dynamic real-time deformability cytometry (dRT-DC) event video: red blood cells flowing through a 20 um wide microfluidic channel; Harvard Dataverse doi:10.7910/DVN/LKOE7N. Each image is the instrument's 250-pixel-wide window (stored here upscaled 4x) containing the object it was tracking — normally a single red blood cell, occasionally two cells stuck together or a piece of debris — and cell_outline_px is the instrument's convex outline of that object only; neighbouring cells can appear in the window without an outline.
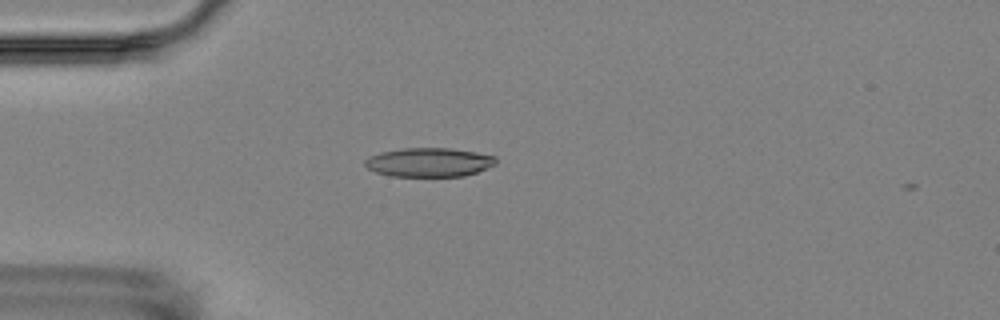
{"species": "Egyptian fruit bat (a non-hibernating species)", "species_latin": "Rousettus aegyptiacus", "temperature_condition": "room temperature", "stored_images_in_passage": 4, "camera_frame_rate_fps": 3000, "um_per_image_px": 0.085, "animal": {"sex": "female"}, "frame": {"image": 1, "passage_image": 1, "time_ms": 0.0, "image_size_px": [1000, 320], "cell_outline_px": [[496, 164], [476, 172], [464, 176], [388, 176], [376, 172], [368, 168], [364, 164], [364, 160], [368, 156], [380, 152], [400, 148], [448, 148], [476, 152], [496, 156]], "centroid_in_image_um": [36.43, 13.79], "position_along_channel_um": 48.6, "area_um2": 22.2}}
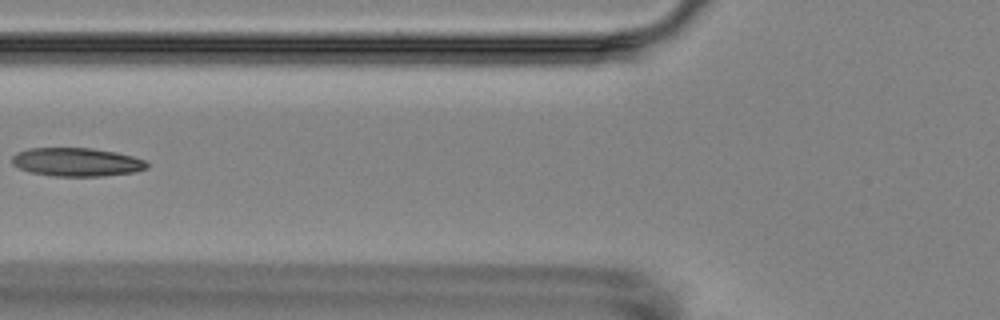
{"frame": {"image": 2, "passage_image": 3, "time_ms": 2.333, "image_size_px": [1000, 320], "cell_outline_px": [[148, 168], [136, 172], [104, 176], [52, 176], [32, 172], [20, 168], [12, 164], [12, 156], [16, 152], [28, 148], [92, 148], [116, 152], [132, 156], [144, 160], [148, 164]], "centroid_in_image_um": [6.53, 13.77], "position_along_channel_um": 119.3, "area_um2": 22.48}}